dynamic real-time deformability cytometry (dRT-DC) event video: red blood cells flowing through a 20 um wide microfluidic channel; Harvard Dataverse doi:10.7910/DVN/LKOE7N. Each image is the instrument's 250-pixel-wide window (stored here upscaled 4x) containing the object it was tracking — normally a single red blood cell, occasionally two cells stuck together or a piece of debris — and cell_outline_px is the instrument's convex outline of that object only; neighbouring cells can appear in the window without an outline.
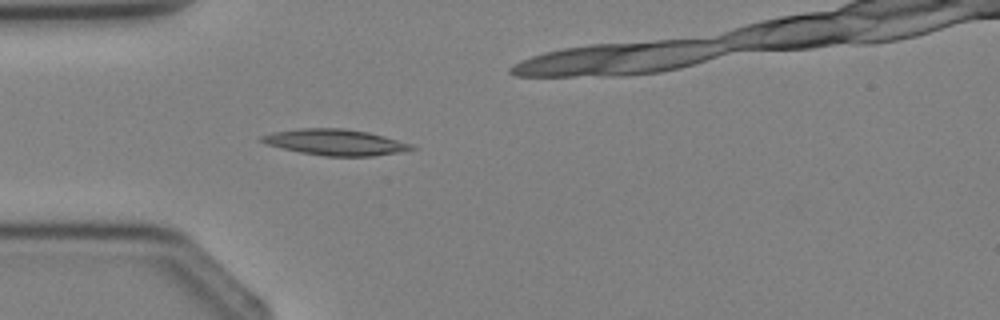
{"species": "Egyptian fruit bat (a non-hibernating species)", "species_latin": "Rousettus aegyptiacus", "temperature_condition": "cold", "stored_images_in_passage": 4, "camera_frame_rate_fps": 3000, "um_per_image_px": 0.085, "animal": {"sex": "female"}, "frame": {"image": 1, "passage_image": 3, "time_ms": 3.333, "image_size_px": [1000, 320], "cell_outline_px": [[416, 148], [396, 152], [372, 156], [324, 156], [300, 152], [268, 144], [260, 140], [260, 136], [272, 132], [300, 128], [340, 128], [368, 132], [412, 144]], "centroid_in_image_um": [28.47, 12.08], "position_along_channel_um": 56.5, "area_um2": 22.31}}